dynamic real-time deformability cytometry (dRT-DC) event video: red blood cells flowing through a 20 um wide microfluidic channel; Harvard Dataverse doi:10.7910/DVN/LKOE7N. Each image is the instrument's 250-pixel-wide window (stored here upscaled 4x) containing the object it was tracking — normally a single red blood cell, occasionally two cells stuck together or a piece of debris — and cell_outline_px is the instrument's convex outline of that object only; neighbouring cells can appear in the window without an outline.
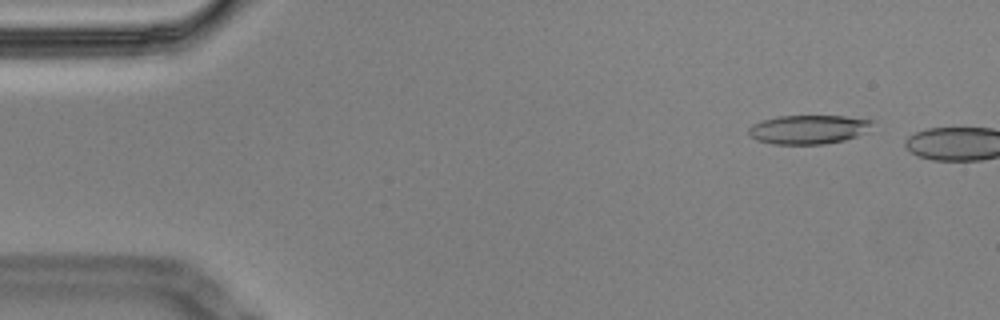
{"species": "Egyptian fruit bat (a non-hibernating species)", "species_latin": "Rousettus aegyptiacus", "temperature_condition": "cold", "stored_images_in_passage": 4, "camera_frame_rate_fps": 3000, "um_per_image_px": 0.085, "animal": {"sex": "male"}, "frame": {"image": 1, "passage_image": 2, "time_ms": 0.333, "image_size_px": [1000, 320], "cell_outline_px": [[872, 120], [856, 136], [844, 140], [824, 144], [772, 144], [756, 140], [748, 136], [748, 128], [752, 124], [764, 120], [780, 116], [844, 116]], "centroid_in_image_um": [68.57, 11.01], "position_along_channel_um": 16.4, "area_um2": 20.4}}